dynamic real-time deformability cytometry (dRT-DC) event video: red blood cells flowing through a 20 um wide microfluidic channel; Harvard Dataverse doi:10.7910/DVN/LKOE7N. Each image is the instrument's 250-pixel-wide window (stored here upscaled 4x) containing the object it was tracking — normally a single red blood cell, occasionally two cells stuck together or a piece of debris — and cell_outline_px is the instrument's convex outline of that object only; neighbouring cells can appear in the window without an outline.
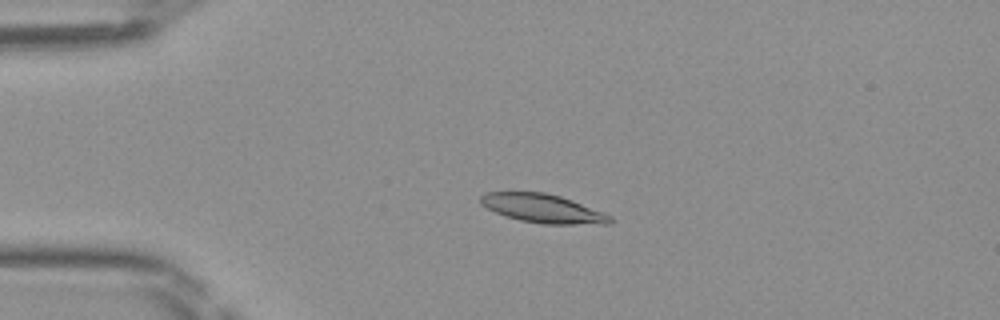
{"species": "Egyptian fruit bat (a non-hibernating species)", "species_latin": "Rousettus aegyptiacus", "temperature_condition": "room temperature", "stored_images_in_passage": 24, "camera_frame_rate_fps": 3000, "um_per_image_px": 0.085, "frame": {"image": 1, "passage_image": 11, "time_ms": 3.333, "image_size_px": [1000, 320], "cell_outline_px": [[612, 224], [544, 224], [520, 220], [504, 216], [480, 204], [480, 196], [484, 192], [544, 192], [560, 196], [572, 200], [604, 212], [612, 216]], "centroid_in_image_um": [46.15, 17.72], "position_along_channel_um": 38.8, "area_um2": 21.73}}
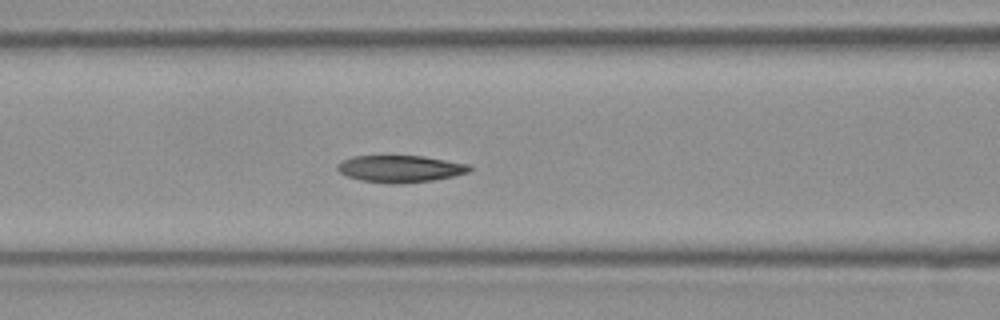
{"frame": {"image": 2, "passage_image": 20, "time_ms": 6.333, "image_size_px": [1000, 320], "cell_outline_px": [[472, 168], [468, 172], [452, 176], [432, 180], [400, 184], [388, 184], [360, 180], [348, 176], [340, 172], [336, 168], [336, 164], [352, 156], [424, 156], [468, 164]], "centroid_in_image_um": [33.99, 14.35], "position_along_channel_um": 132.6, "area_um2": 20.69}}
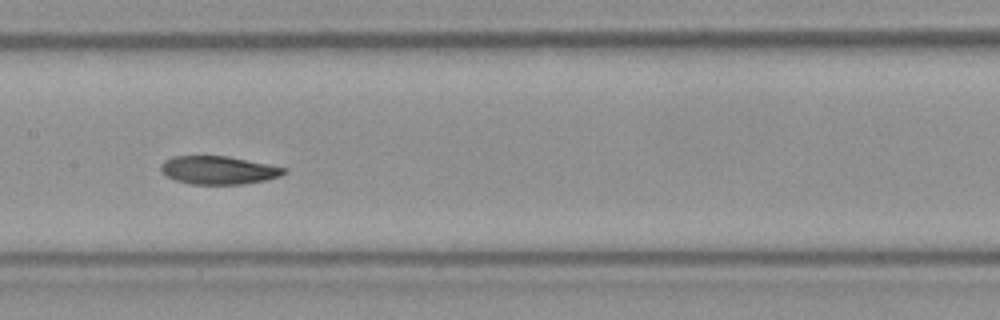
{"frame": {"image": 3, "passage_image": 24, "time_ms": 7.667, "image_size_px": [1000, 320], "cell_outline_px": [[288, 172], [280, 176], [264, 180], [244, 184], [192, 184], [176, 180], [168, 176], [160, 168], [160, 164], [164, 160], [172, 156], [228, 156], [288, 168]], "centroid_in_image_um": [18.6, 14.45], "position_along_channel_um": 188.8, "area_um2": 20.17}}